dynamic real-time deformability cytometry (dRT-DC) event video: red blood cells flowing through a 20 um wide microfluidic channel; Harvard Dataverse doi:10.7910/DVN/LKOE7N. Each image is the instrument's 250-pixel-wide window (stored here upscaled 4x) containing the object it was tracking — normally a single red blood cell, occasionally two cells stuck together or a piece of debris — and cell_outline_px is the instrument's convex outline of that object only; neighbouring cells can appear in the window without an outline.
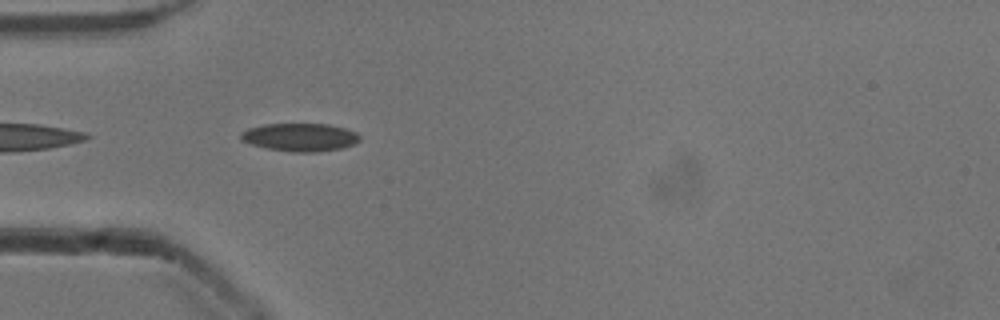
{"species": "common noctule bat (a hibernating species)", "species_latin": "Nyctalus noctula", "temperature_condition": "cold", "stored_images_in_passage": 39, "camera_frame_rate_fps": 3000, "um_per_image_px": 0.085, "animal": {"sex": "male", "body_mass_g": 13.3}, "frame": {"image": 1, "passage_image": 2, "time_ms": 0.333, "image_size_px": [1000, 320], "cell_outline_px": [[360, 140], [352, 144], [340, 148], [316, 152], [292, 152], [264, 148], [240, 140], [240, 132], [248, 128], [264, 124], [328, 124], [344, 128], [356, 132], [360, 136]], "centroid_in_image_um": [25.46, 11.66], "position_along_channel_um": 59.5, "area_um2": 19.42}}
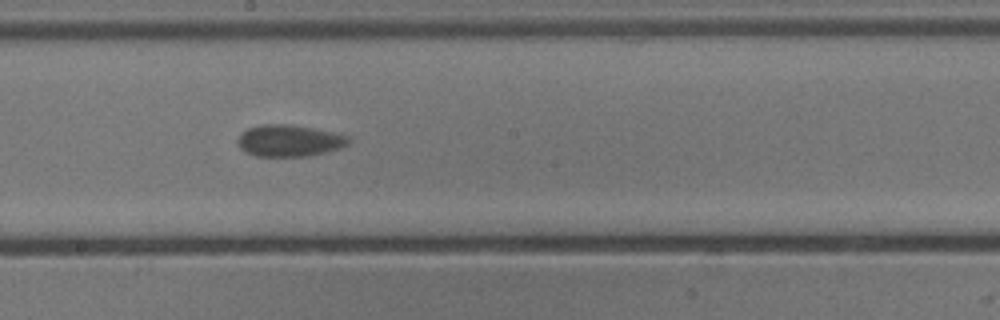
{"frame": {"image": 2, "passage_image": 15, "time_ms": 4.667, "image_size_px": [1000, 320], "cell_outline_px": [[352, 140], [348, 144], [340, 148], [312, 156], [256, 156], [240, 148], [236, 140], [248, 128], [264, 124], [288, 124], [312, 128], [352, 136]], "centroid_in_image_um": [24.65, 11.96], "position_along_channel_um": 223.6, "area_um2": 20.46}}
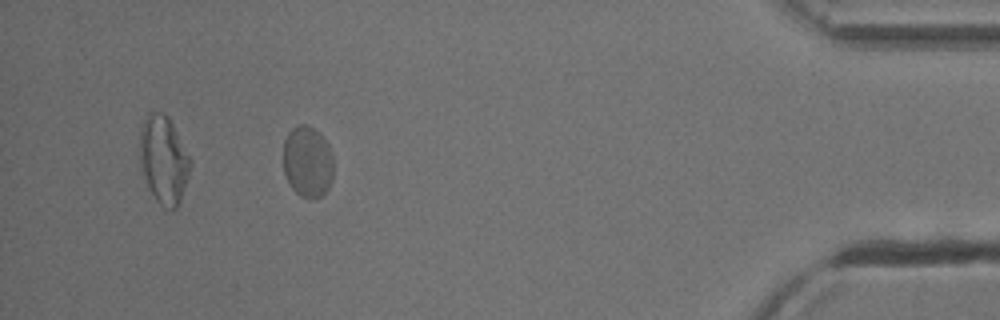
{"frame": {"image": 3, "passage_image": 34, "time_ms": 11.0, "image_size_px": [1000, 320], "cell_outline_px": [[332, 180], [328, 188], [320, 196], [308, 200], [300, 196], [292, 188], [284, 172], [284, 140], [288, 132], [292, 128], [300, 124], [308, 124], [320, 132], [328, 144], [332, 152]], "centroid_in_image_um": [26.15, 13.73], "position_along_channel_um": 409.1, "area_um2": 21.04}, "authors_computed_cell_mechanics": {"area_um2": 20.1144, "velocity_mm_per_s": 3.8494, "shape_relaxation_time_tau1_ms": 8.6293, "shape_relaxation_time_tau2_ms": null, "deformation_change_tau1": 0.1048, "deformation_change_tau2": null}}